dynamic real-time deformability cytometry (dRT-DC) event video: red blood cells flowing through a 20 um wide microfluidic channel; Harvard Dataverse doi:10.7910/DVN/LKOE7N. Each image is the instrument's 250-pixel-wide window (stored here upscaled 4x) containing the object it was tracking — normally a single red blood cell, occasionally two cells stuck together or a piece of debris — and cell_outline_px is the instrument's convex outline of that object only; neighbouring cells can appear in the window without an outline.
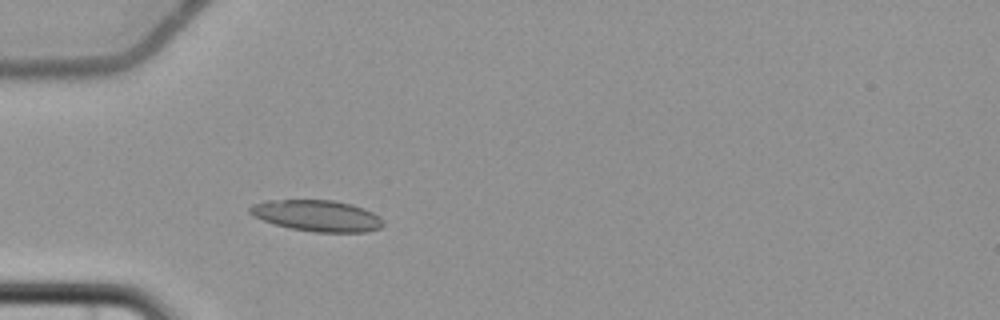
{"species": "common noctule bat (a hibernating species)", "species_latin": "Nyctalus noctula", "temperature_condition": "cold", "stored_images_in_passage": 4, "camera_frame_rate_fps": 3000, "um_per_image_px": 0.085, "animal": {"sex": "female", "body_mass_g": 22.7, "forearm_length_mm": 54.2}, "frame": {"image": 1, "passage_image": 4, "time_ms": 3.667, "image_size_px": [1000, 320], "cell_outline_px": [[384, 224], [380, 228], [368, 232], [316, 232], [288, 228], [252, 216], [248, 212], [248, 208], [252, 204], [268, 200], [332, 200], [352, 204], [364, 208], [380, 216], [384, 220]], "centroid_in_image_um": [26.96, 18.33], "position_along_channel_um": 58.0, "area_um2": 24.45}}